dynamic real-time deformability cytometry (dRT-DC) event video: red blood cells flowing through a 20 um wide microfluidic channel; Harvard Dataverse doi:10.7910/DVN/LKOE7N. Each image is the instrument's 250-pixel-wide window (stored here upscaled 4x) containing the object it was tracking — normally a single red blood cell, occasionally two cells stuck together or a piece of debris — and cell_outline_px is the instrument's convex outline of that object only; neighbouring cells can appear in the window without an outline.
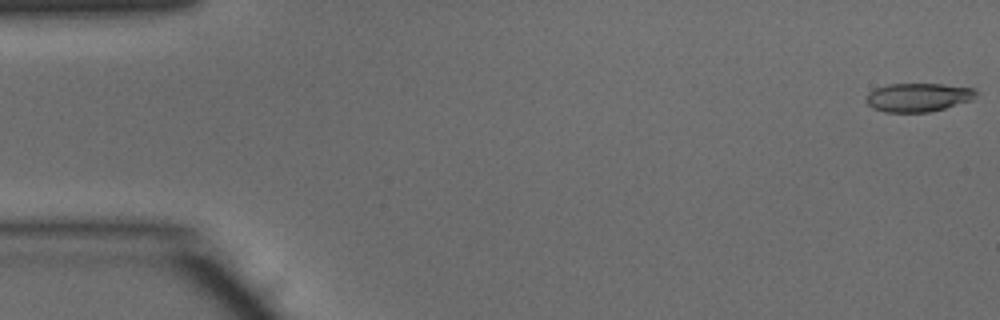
{"species": "common noctule bat (a hibernating species)", "species_latin": "Nyctalus noctula", "temperature_condition": "warm", "stored_images_in_passage": 48, "camera_frame_rate_fps": 3000, "um_per_image_px": 0.085, "animal": {"sex": "male", "body_mass_g": 15.6}, "frame": {"image": 1, "passage_image": 1, "time_ms": 0.0, "image_size_px": [1000, 320], "cell_outline_px": [[976, 96], [972, 100], [944, 108], [928, 112], [884, 112], [872, 108], [864, 100], [868, 92], [876, 88], [888, 84], [944, 84], [972, 88], [976, 92]], "centroid_in_image_um": [78.0, 8.27], "position_along_channel_um": 7.0, "area_um2": 18.32}}
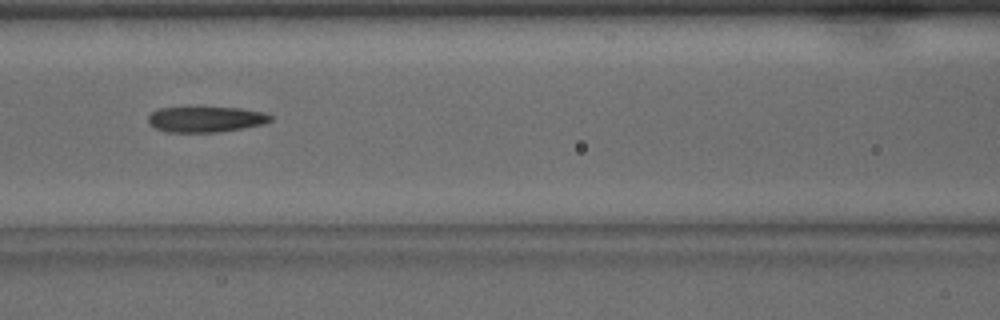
{"frame": {"image": 2, "passage_image": 21, "time_ms": 6.667, "image_size_px": [1000, 320], "cell_outline_px": [[272, 120], [264, 124], [220, 132], [168, 132], [156, 128], [148, 124], [148, 116], [152, 112], [160, 108], [188, 104], [200, 104], [240, 108], [264, 112], [272, 116]], "centroid_in_image_um": [17.46, 10.07], "position_along_channel_um": 149.1, "area_um2": 19.48}}
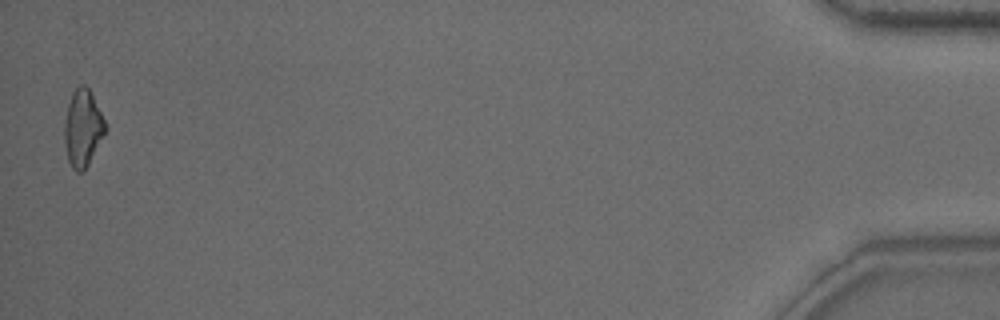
{"frame": {"image": 3, "passage_image": 48, "time_ms": 15.667, "image_size_px": [1000, 320], "cell_outline_px": [[108, 128], [104, 136], [84, 172], [76, 172], [72, 168], [68, 160], [64, 140], [64, 124], [68, 104], [72, 92], [80, 84], [84, 84], [88, 88]], "centroid_in_image_um": [7.03, 10.93], "position_along_channel_um": 428.2, "area_um2": 18.26}, "authors_computed_cell_mechanics": {"area_um2": 18.5827, "velocity_mm_per_s": 4.1595, "shape_relaxation_time_tau1_ms": 4.7573, "shape_relaxation_time_tau2_ms": 2.937, "deformation_change_tau1": 0.1557, "deformation_change_tau2": 0.1215}}